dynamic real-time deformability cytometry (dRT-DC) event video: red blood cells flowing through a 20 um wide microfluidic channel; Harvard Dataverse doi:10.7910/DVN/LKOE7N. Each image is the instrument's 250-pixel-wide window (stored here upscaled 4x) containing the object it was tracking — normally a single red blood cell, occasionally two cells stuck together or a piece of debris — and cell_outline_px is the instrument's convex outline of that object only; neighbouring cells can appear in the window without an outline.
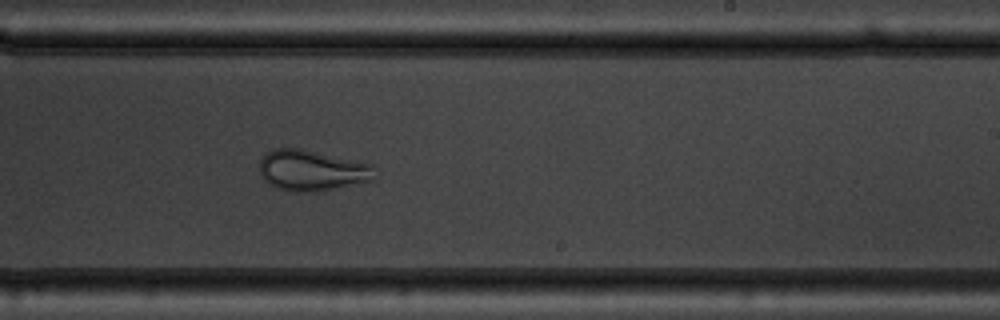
{"species": "common noctule bat (a hibernating species)", "species_latin": "Nyctalus noctula", "temperature_condition": "warm", "stored_images_in_passage": 39, "camera_frame_rate_fps": 3000, "um_per_image_px": 0.085, "animal": {"sex": "male", "body_mass_g": 19.5, "forearm_length_mm": 54.6}, "frame": {"image": 1, "passage_image": 23, "time_ms": 7.333, "image_size_px": [1000, 320], "cell_outline_px": [[376, 180], [336, 188], [312, 192], [292, 192], [268, 184], [264, 180], [260, 172], [260, 160], [272, 148], [300, 148], [372, 164]], "centroid_in_image_um": [26.52, 14.49], "position_along_channel_um": 262.5, "area_um2": 27.4}}